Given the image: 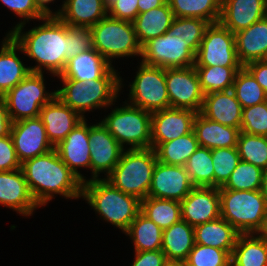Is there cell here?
<instances>
[{"instance_id": "6da1fadb", "label": "cell", "mask_w": 267, "mask_h": 266, "mask_svg": "<svg viewBox=\"0 0 267 266\" xmlns=\"http://www.w3.org/2000/svg\"><path fill=\"white\" fill-rule=\"evenodd\" d=\"M28 31L26 24L16 26L9 34L21 46L22 52L36 65L29 66L31 72L49 73L57 77L67 64L68 41H66V23L57 16H46Z\"/></svg>"}, {"instance_id": "7a4b0ae2", "label": "cell", "mask_w": 267, "mask_h": 266, "mask_svg": "<svg viewBox=\"0 0 267 266\" xmlns=\"http://www.w3.org/2000/svg\"><path fill=\"white\" fill-rule=\"evenodd\" d=\"M21 170L40 207L46 206L57 195L66 200L81 198L83 182L60 159L55 148L26 160L21 164Z\"/></svg>"}, {"instance_id": "3957f363", "label": "cell", "mask_w": 267, "mask_h": 266, "mask_svg": "<svg viewBox=\"0 0 267 266\" xmlns=\"http://www.w3.org/2000/svg\"><path fill=\"white\" fill-rule=\"evenodd\" d=\"M117 71L113 66L102 78L84 82L74 79H59L62 88H57L56 95L83 119L86 118V112L104 108L106 111L113 103H118L121 90L125 86L124 79Z\"/></svg>"}, {"instance_id": "277c9868", "label": "cell", "mask_w": 267, "mask_h": 266, "mask_svg": "<svg viewBox=\"0 0 267 266\" xmlns=\"http://www.w3.org/2000/svg\"><path fill=\"white\" fill-rule=\"evenodd\" d=\"M81 198L98 214L125 233L141 211V200L123 193L106 179H88L83 183Z\"/></svg>"}, {"instance_id": "5b68a950", "label": "cell", "mask_w": 267, "mask_h": 266, "mask_svg": "<svg viewBox=\"0 0 267 266\" xmlns=\"http://www.w3.org/2000/svg\"><path fill=\"white\" fill-rule=\"evenodd\" d=\"M156 163L157 157L153 148L124 149L119 162L106 180L123 193L142 201L148 197Z\"/></svg>"}, {"instance_id": "8992f818", "label": "cell", "mask_w": 267, "mask_h": 266, "mask_svg": "<svg viewBox=\"0 0 267 266\" xmlns=\"http://www.w3.org/2000/svg\"><path fill=\"white\" fill-rule=\"evenodd\" d=\"M221 218L240 234L258 233L267 213V200L261 190L219 188Z\"/></svg>"}, {"instance_id": "52a82bcc", "label": "cell", "mask_w": 267, "mask_h": 266, "mask_svg": "<svg viewBox=\"0 0 267 266\" xmlns=\"http://www.w3.org/2000/svg\"><path fill=\"white\" fill-rule=\"evenodd\" d=\"M111 107V112L101 119L109 133L124 149L151 148V112L132 106L126 101ZM129 146V147H128Z\"/></svg>"}, {"instance_id": "ba28073f", "label": "cell", "mask_w": 267, "mask_h": 266, "mask_svg": "<svg viewBox=\"0 0 267 266\" xmlns=\"http://www.w3.org/2000/svg\"><path fill=\"white\" fill-rule=\"evenodd\" d=\"M93 48L96 49L112 66L113 61L122 57H141L140 45L132 22L106 16L90 27ZM115 59V60H114Z\"/></svg>"}, {"instance_id": "9c48e42d", "label": "cell", "mask_w": 267, "mask_h": 266, "mask_svg": "<svg viewBox=\"0 0 267 266\" xmlns=\"http://www.w3.org/2000/svg\"><path fill=\"white\" fill-rule=\"evenodd\" d=\"M44 74L30 72L3 95L12 122L39 117L41 108L56 96V90H46Z\"/></svg>"}, {"instance_id": "30bf717a", "label": "cell", "mask_w": 267, "mask_h": 266, "mask_svg": "<svg viewBox=\"0 0 267 266\" xmlns=\"http://www.w3.org/2000/svg\"><path fill=\"white\" fill-rule=\"evenodd\" d=\"M133 81L129 89L128 104L149 112L170 108L167 92L165 68L138 62Z\"/></svg>"}, {"instance_id": "8fae6325", "label": "cell", "mask_w": 267, "mask_h": 266, "mask_svg": "<svg viewBox=\"0 0 267 266\" xmlns=\"http://www.w3.org/2000/svg\"><path fill=\"white\" fill-rule=\"evenodd\" d=\"M194 66L243 67L237 56L235 34L220 22L210 24L196 52Z\"/></svg>"}, {"instance_id": "7c38bea8", "label": "cell", "mask_w": 267, "mask_h": 266, "mask_svg": "<svg viewBox=\"0 0 267 266\" xmlns=\"http://www.w3.org/2000/svg\"><path fill=\"white\" fill-rule=\"evenodd\" d=\"M196 53L180 37L168 32L153 38L142 46L141 62L161 68L191 67Z\"/></svg>"}, {"instance_id": "4fadbf2b", "label": "cell", "mask_w": 267, "mask_h": 266, "mask_svg": "<svg viewBox=\"0 0 267 266\" xmlns=\"http://www.w3.org/2000/svg\"><path fill=\"white\" fill-rule=\"evenodd\" d=\"M170 108L201 111L204 94L194 66L165 68Z\"/></svg>"}, {"instance_id": "5bb4252c", "label": "cell", "mask_w": 267, "mask_h": 266, "mask_svg": "<svg viewBox=\"0 0 267 266\" xmlns=\"http://www.w3.org/2000/svg\"><path fill=\"white\" fill-rule=\"evenodd\" d=\"M89 124L90 180L106 179L119 162L124 148L101 121Z\"/></svg>"}, {"instance_id": "9a60e30c", "label": "cell", "mask_w": 267, "mask_h": 266, "mask_svg": "<svg viewBox=\"0 0 267 266\" xmlns=\"http://www.w3.org/2000/svg\"><path fill=\"white\" fill-rule=\"evenodd\" d=\"M10 136L21 164L54 149L40 117L13 122Z\"/></svg>"}, {"instance_id": "2e32d148", "label": "cell", "mask_w": 267, "mask_h": 266, "mask_svg": "<svg viewBox=\"0 0 267 266\" xmlns=\"http://www.w3.org/2000/svg\"><path fill=\"white\" fill-rule=\"evenodd\" d=\"M194 187L185 166L168 165L157 161L148 197L181 202Z\"/></svg>"}, {"instance_id": "e0dca14e", "label": "cell", "mask_w": 267, "mask_h": 266, "mask_svg": "<svg viewBox=\"0 0 267 266\" xmlns=\"http://www.w3.org/2000/svg\"><path fill=\"white\" fill-rule=\"evenodd\" d=\"M197 112L167 108L151 114V144H162L193 132Z\"/></svg>"}, {"instance_id": "ac0fdd59", "label": "cell", "mask_w": 267, "mask_h": 266, "mask_svg": "<svg viewBox=\"0 0 267 266\" xmlns=\"http://www.w3.org/2000/svg\"><path fill=\"white\" fill-rule=\"evenodd\" d=\"M180 203L181 220L190 226L195 227L221 217L217 187H194Z\"/></svg>"}, {"instance_id": "d6986e66", "label": "cell", "mask_w": 267, "mask_h": 266, "mask_svg": "<svg viewBox=\"0 0 267 266\" xmlns=\"http://www.w3.org/2000/svg\"><path fill=\"white\" fill-rule=\"evenodd\" d=\"M0 205L25 218L32 216L40 208L29 190L21 168L0 171Z\"/></svg>"}, {"instance_id": "ffe728a7", "label": "cell", "mask_w": 267, "mask_h": 266, "mask_svg": "<svg viewBox=\"0 0 267 266\" xmlns=\"http://www.w3.org/2000/svg\"><path fill=\"white\" fill-rule=\"evenodd\" d=\"M85 118L61 141L55 150L67 167L84 183L88 179L78 169L90 170L89 124Z\"/></svg>"}, {"instance_id": "44dd1931", "label": "cell", "mask_w": 267, "mask_h": 266, "mask_svg": "<svg viewBox=\"0 0 267 266\" xmlns=\"http://www.w3.org/2000/svg\"><path fill=\"white\" fill-rule=\"evenodd\" d=\"M46 135L53 147L63 141L66 136L83 120V118L65 105L56 95L45 104L40 111Z\"/></svg>"}, {"instance_id": "7402d4cb", "label": "cell", "mask_w": 267, "mask_h": 266, "mask_svg": "<svg viewBox=\"0 0 267 266\" xmlns=\"http://www.w3.org/2000/svg\"><path fill=\"white\" fill-rule=\"evenodd\" d=\"M267 16V0H222L220 23L233 34Z\"/></svg>"}, {"instance_id": "603a6c76", "label": "cell", "mask_w": 267, "mask_h": 266, "mask_svg": "<svg viewBox=\"0 0 267 266\" xmlns=\"http://www.w3.org/2000/svg\"><path fill=\"white\" fill-rule=\"evenodd\" d=\"M0 43V96H3L31 71L20 58L21 46L10 34L6 33Z\"/></svg>"}, {"instance_id": "cb8c5ba5", "label": "cell", "mask_w": 267, "mask_h": 266, "mask_svg": "<svg viewBox=\"0 0 267 266\" xmlns=\"http://www.w3.org/2000/svg\"><path fill=\"white\" fill-rule=\"evenodd\" d=\"M55 11L62 22L72 27H92L108 15L104 0H63Z\"/></svg>"}, {"instance_id": "d4e9b609", "label": "cell", "mask_w": 267, "mask_h": 266, "mask_svg": "<svg viewBox=\"0 0 267 266\" xmlns=\"http://www.w3.org/2000/svg\"><path fill=\"white\" fill-rule=\"evenodd\" d=\"M242 106L232 89L204 95L200 113L215 122L226 126L240 128Z\"/></svg>"}, {"instance_id": "484cf974", "label": "cell", "mask_w": 267, "mask_h": 266, "mask_svg": "<svg viewBox=\"0 0 267 266\" xmlns=\"http://www.w3.org/2000/svg\"><path fill=\"white\" fill-rule=\"evenodd\" d=\"M237 56L242 64L267 60V16L235 33Z\"/></svg>"}, {"instance_id": "4316f807", "label": "cell", "mask_w": 267, "mask_h": 266, "mask_svg": "<svg viewBox=\"0 0 267 266\" xmlns=\"http://www.w3.org/2000/svg\"><path fill=\"white\" fill-rule=\"evenodd\" d=\"M199 146L209 149L237 147L240 128L226 126L204 117L200 112L194 120V129Z\"/></svg>"}, {"instance_id": "83f0119b", "label": "cell", "mask_w": 267, "mask_h": 266, "mask_svg": "<svg viewBox=\"0 0 267 266\" xmlns=\"http://www.w3.org/2000/svg\"><path fill=\"white\" fill-rule=\"evenodd\" d=\"M113 66L94 48L82 52L67 61L58 79L80 81L102 78Z\"/></svg>"}, {"instance_id": "f1b7e54d", "label": "cell", "mask_w": 267, "mask_h": 266, "mask_svg": "<svg viewBox=\"0 0 267 266\" xmlns=\"http://www.w3.org/2000/svg\"><path fill=\"white\" fill-rule=\"evenodd\" d=\"M195 245L194 227L180 220L163 230L162 252L168 262H184Z\"/></svg>"}, {"instance_id": "f546056e", "label": "cell", "mask_w": 267, "mask_h": 266, "mask_svg": "<svg viewBox=\"0 0 267 266\" xmlns=\"http://www.w3.org/2000/svg\"><path fill=\"white\" fill-rule=\"evenodd\" d=\"M195 243L225 250L232 255L239 232L225 219L218 218L194 227Z\"/></svg>"}, {"instance_id": "4dcf8cb0", "label": "cell", "mask_w": 267, "mask_h": 266, "mask_svg": "<svg viewBox=\"0 0 267 266\" xmlns=\"http://www.w3.org/2000/svg\"><path fill=\"white\" fill-rule=\"evenodd\" d=\"M173 19L168 1L160 7L139 13L132 23L140 45L167 32Z\"/></svg>"}, {"instance_id": "1f68e13d", "label": "cell", "mask_w": 267, "mask_h": 266, "mask_svg": "<svg viewBox=\"0 0 267 266\" xmlns=\"http://www.w3.org/2000/svg\"><path fill=\"white\" fill-rule=\"evenodd\" d=\"M231 262L234 266H267V240L258 233L239 234Z\"/></svg>"}, {"instance_id": "d6a6232c", "label": "cell", "mask_w": 267, "mask_h": 266, "mask_svg": "<svg viewBox=\"0 0 267 266\" xmlns=\"http://www.w3.org/2000/svg\"><path fill=\"white\" fill-rule=\"evenodd\" d=\"M129 236L134 252L161 250L163 230L141 212L124 233Z\"/></svg>"}, {"instance_id": "836d02e7", "label": "cell", "mask_w": 267, "mask_h": 266, "mask_svg": "<svg viewBox=\"0 0 267 266\" xmlns=\"http://www.w3.org/2000/svg\"><path fill=\"white\" fill-rule=\"evenodd\" d=\"M198 147L194 131L162 144H151V148L155 150L157 161L178 166H185Z\"/></svg>"}, {"instance_id": "e575fe53", "label": "cell", "mask_w": 267, "mask_h": 266, "mask_svg": "<svg viewBox=\"0 0 267 266\" xmlns=\"http://www.w3.org/2000/svg\"><path fill=\"white\" fill-rule=\"evenodd\" d=\"M174 17L201 18L210 24L220 21L222 0H167Z\"/></svg>"}, {"instance_id": "d590c367", "label": "cell", "mask_w": 267, "mask_h": 266, "mask_svg": "<svg viewBox=\"0 0 267 266\" xmlns=\"http://www.w3.org/2000/svg\"><path fill=\"white\" fill-rule=\"evenodd\" d=\"M162 230L181 220V203L176 200L144 198L141 201V211Z\"/></svg>"}, {"instance_id": "8d00e7d4", "label": "cell", "mask_w": 267, "mask_h": 266, "mask_svg": "<svg viewBox=\"0 0 267 266\" xmlns=\"http://www.w3.org/2000/svg\"><path fill=\"white\" fill-rule=\"evenodd\" d=\"M204 95L232 89L236 73L242 67L194 66Z\"/></svg>"}, {"instance_id": "74e56055", "label": "cell", "mask_w": 267, "mask_h": 266, "mask_svg": "<svg viewBox=\"0 0 267 266\" xmlns=\"http://www.w3.org/2000/svg\"><path fill=\"white\" fill-rule=\"evenodd\" d=\"M185 169L195 187H214L211 149L199 146L187 160Z\"/></svg>"}, {"instance_id": "f35d334b", "label": "cell", "mask_w": 267, "mask_h": 266, "mask_svg": "<svg viewBox=\"0 0 267 266\" xmlns=\"http://www.w3.org/2000/svg\"><path fill=\"white\" fill-rule=\"evenodd\" d=\"M232 90L242 108L267 101V94L244 66L237 71Z\"/></svg>"}, {"instance_id": "ab89813d", "label": "cell", "mask_w": 267, "mask_h": 266, "mask_svg": "<svg viewBox=\"0 0 267 266\" xmlns=\"http://www.w3.org/2000/svg\"><path fill=\"white\" fill-rule=\"evenodd\" d=\"M210 23L201 18L174 17L167 32L180 37L196 53Z\"/></svg>"}, {"instance_id": "60d3db41", "label": "cell", "mask_w": 267, "mask_h": 266, "mask_svg": "<svg viewBox=\"0 0 267 266\" xmlns=\"http://www.w3.org/2000/svg\"><path fill=\"white\" fill-rule=\"evenodd\" d=\"M237 149L242 161L267 169V136L240 132Z\"/></svg>"}, {"instance_id": "b9f144b4", "label": "cell", "mask_w": 267, "mask_h": 266, "mask_svg": "<svg viewBox=\"0 0 267 266\" xmlns=\"http://www.w3.org/2000/svg\"><path fill=\"white\" fill-rule=\"evenodd\" d=\"M264 170L251 163L240 161L223 186L231 190H261Z\"/></svg>"}, {"instance_id": "7bdbcfd3", "label": "cell", "mask_w": 267, "mask_h": 266, "mask_svg": "<svg viewBox=\"0 0 267 266\" xmlns=\"http://www.w3.org/2000/svg\"><path fill=\"white\" fill-rule=\"evenodd\" d=\"M240 161L237 147L212 149L214 187H223Z\"/></svg>"}, {"instance_id": "ee69618b", "label": "cell", "mask_w": 267, "mask_h": 266, "mask_svg": "<svg viewBox=\"0 0 267 266\" xmlns=\"http://www.w3.org/2000/svg\"><path fill=\"white\" fill-rule=\"evenodd\" d=\"M231 262V255L221 249L196 244L184 261L186 266H226Z\"/></svg>"}, {"instance_id": "f6af8a7d", "label": "cell", "mask_w": 267, "mask_h": 266, "mask_svg": "<svg viewBox=\"0 0 267 266\" xmlns=\"http://www.w3.org/2000/svg\"><path fill=\"white\" fill-rule=\"evenodd\" d=\"M241 132L267 136V101L242 109Z\"/></svg>"}, {"instance_id": "bcb514c9", "label": "cell", "mask_w": 267, "mask_h": 266, "mask_svg": "<svg viewBox=\"0 0 267 266\" xmlns=\"http://www.w3.org/2000/svg\"><path fill=\"white\" fill-rule=\"evenodd\" d=\"M66 41H68L67 61L93 48L92 31L89 27H72L66 24Z\"/></svg>"}, {"instance_id": "7dc6e473", "label": "cell", "mask_w": 267, "mask_h": 266, "mask_svg": "<svg viewBox=\"0 0 267 266\" xmlns=\"http://www.w3.org/2000/svg\"><path fill=\"white\" fill-rule=\"evenodd\" d=\"M2 5L8 8L11 12L17 15L21 20L10 28V31L7 32L9 34L16 26L30 23L32 20L40 21L46 16L38 9L34 0H0Z\"/></svg>"}, {"instance_id": "c3c4849f", "label": "cell", "mask_w": 267, "mask_h": 266, "mask_svg": "<svg viewBox=\"0 0 267 266\" xmlns=\"http://www.w3.org/2000/svg\"><path fill=\"white\" fill-rule=\"evenodd\" d=\"M21 168L13 141L10 135L0 138V171H11Z\"/></svg>"}, {"instance_id": "681fc988", "label": "cell", "mask_w": 267, "mask_h": 266, "mask_svg": "<svg viewBox=\"0 0 267 266\" xmlns=\"http://www.w3.org/2000/svg\"><path fill=\"white\" fill-rule=\"evenodd\" d=\"M138 0H116L108 7V16L133 22L139 14Z\"/></svg>"}, {"instance_id": "f907efd6", "label": "cell", "mask_w": 267, "mask_h": 266, "mask_svg": "<svg viewBox=\"0 0 267 266\" xmlns=\"http://www.w3.org/2000/svg\"><path fill=\"white\" fill-rule=\"evenodd\" d=\"M131 266H165L168 261L162 250L134 252Z\"/></svg>"}, {"instance_id": "816d5d0a", "label": "cell", "mask_w": 267, "mask_h": 266, "mask_svg": "<svg viewBox=\"0 0 267 266\" xmlns=\"http://www.w3.org/2000/svg\"><path fill=\"white\" fill-rule=\"evenodd\" d=\"M267 94V60L253 61L244 66Z\"/></svg>"}, {"instance_id": "f5cc1de1", "label": "cell", "mask_w": 267, "mask_h": 266, "mask_svg": "<svg viewBox=\"0 0 267 266\" xmlns=\"http://www.w3.org/2000/svg\"><path fill=\"white\" fill-rule=\"evenodd\" d=\"M12 120L3 96H0V138L10 135Z\"/></svg>"}, {"instance_id": "db71d44e", "label": "cell", "mask_w": 267, "mask_h": 266, "mask_svg": "<svg viewBox=\"0 0 267 266\" xmlns=\"http://www.w3.org/2000/svg\"><path fill=\"white\" fill-rule=\"evenodd\" d=\"M167 0H138L139 13L147 12L153 8L162 6Z\"/></svg>"}, {"instance_id": "11a10c76", "label": "cell", "mask_w": 267, "mask_h": 266, "mask_svg": "<svg viewBox=\"0 0 267 266\" xmlns=\"http://www.w3.org/2000/svg\"><path fill=\"white\" fill-rule=\"evenodd\" d=\"M56 0H34L38 9L45 15V16H55V12L50 9L49 4L53 3Z\"/></svg>"}, {"instance_id": "9f6ffc18", "label": "cell", "mask_w": 267, "mask_h": 266, "mask_svg": "<svg viewBox=\"0 0 267 266\" xmlns=\"http://www.w3.org/2000/svg\"><path fill=\"white\" fill-rule=\"evenodd\" d=\"M261 192L267 200V169L263 172Z\"/></svg>"}, {"instance_id": "6f0895ef", "label": "cell", "mask_w": 267, "mask_h": 266, "mask_svg": "<svg viewBox=\"0 0 267 266\" xmlns=\"http://www.w3.org/2000/svg\"><path fill=\"white\" fill-rule=\"evenodd\" d=\"M258 234L264 238L265 240H267V213L266 216L264 218V223L262 228L259 230Z\"/></svg>"}, {"instance_id": "680465c9", "label": "cell", "mask_w": 267, "mask_h": 266, "mask_svg": "<svg viewBox=\"0 0 267 266\" xmlns=\"http://www.w3.org/2000/svg\"><path fill=\"white\" fill-rule=\"evenodd\" d=\"M165 266H186L184 262H168Z\"/></svg>"}, {"instance_id": "91938a15", "label": "cell", "mask_w": 267, "mask_h": 266, "mask_svg": "<svg viewBox=\"0 0 267 266\" xmlns=\"http://www.w3.org/2000/svg\"><path fill=\"white\" fill-rule=\"evenodd\" d=\"M104 1H105L106 7L108 8L116 0H104Z\"/></svg>"}, {"instance_id": "94428289", "label": "cell", "mask_w": 267, "mask_h": 266, "mask_svg": "<svg viewBox=\"0 0 267 266\" xmlns=\"http://www.w3.org/2000/svg\"><path fill=\"white\" fill-rule=\"evenodd\" d=\"M226 266H234V265H233V263H232V262H230V263H229L228 265H226Z\"/></svg>"}]
</instances>
